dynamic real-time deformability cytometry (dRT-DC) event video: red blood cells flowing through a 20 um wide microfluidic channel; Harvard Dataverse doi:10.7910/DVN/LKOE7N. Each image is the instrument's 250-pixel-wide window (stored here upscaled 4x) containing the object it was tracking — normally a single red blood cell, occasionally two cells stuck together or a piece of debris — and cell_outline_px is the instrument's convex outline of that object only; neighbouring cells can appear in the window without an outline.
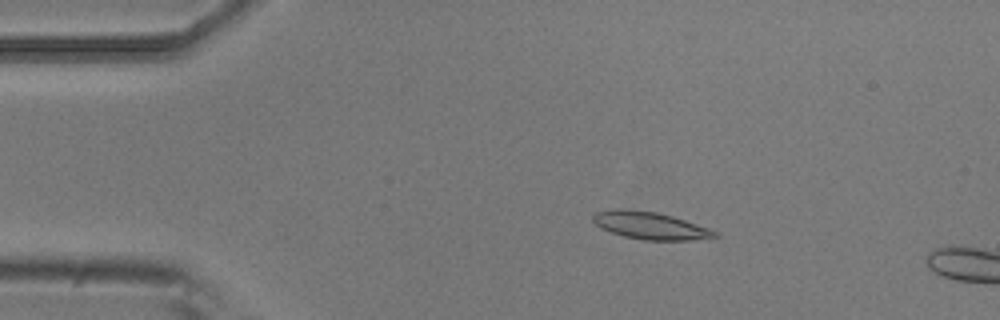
{"species": "common noctule bat (a hibernating species)", "species_latin": "Nyctalus noctula", "temperature_condition": "room temperature", "stored_images_in_passage": 4, "camera_frame_rate_fps": 3000, "um_per_image_px": 0.085, "animal": {"sex": "male", "body_mass_g": 20.5, "forearm_length_mm": 52.5}, "frame": {"image": 1, "passage_image": 3, "time_ms": 0.667, "image_size_px": [1000, 320], "cell_outline_px": [[720, 236], [688, 240], [644, 240], [624, 236], [600, 228], [592, 220], [592, 216], [596, 212], [616, 208], [620, 208], [656, 212], [672, 216], [708, 228], [716, 232]], "centroid_in_image_um": [55.22, 19.17], "position_along_channel_um": 29.8, "area_um2": 19.19}}